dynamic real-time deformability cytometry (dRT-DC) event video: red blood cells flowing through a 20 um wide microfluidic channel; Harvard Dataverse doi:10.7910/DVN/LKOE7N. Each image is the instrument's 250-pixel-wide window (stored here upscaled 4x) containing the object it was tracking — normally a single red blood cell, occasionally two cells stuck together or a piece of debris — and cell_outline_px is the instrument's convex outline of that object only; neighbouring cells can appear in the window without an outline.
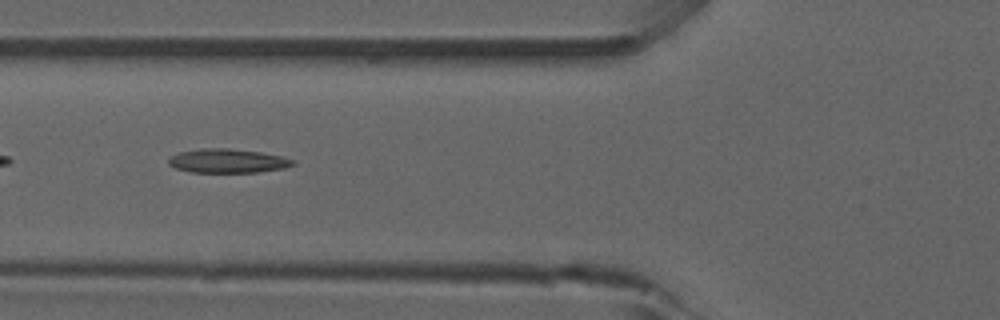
{"species": "common noctule bat (a hibernating species)", "species_latin": "Nyctalus noctula", "temperature_condition": "room temperature", "stored_images_in_passage": 31, "camera_frame_rate_fps": 3000, "um_per_image_px": 0.085, "animal": {"sex": "male", "forearm_length_mm": 52.5}, "frame": {"image": 1, "passage_image": 5, "time_ms": 1.333, "image_size_px": [1000, 320], "cell_outline_px": [[296, 164], [284, 168], [256, 172], [192, 172], [176, 168], [168, 164], [168, 156], [180, 152], [200, 148], [228, 148], [260, 152], [280, 156], [296, 160]], "centroid_in_image_um": [19.34, 13.67], "position_along_channel_um": 106.5, "area_um2": 17.4}, "authors_computed_cell_mechanics": {"area_um2": 16.8198, "velocity_mm_per_s": 3.9323, "shape_relaxation_time_tau1_ms": null, "shape_relaxation_time_tau2_ms": 3.8008, "deformation_change_tau1": null, "deformation_change_tau2": 0.1401}}